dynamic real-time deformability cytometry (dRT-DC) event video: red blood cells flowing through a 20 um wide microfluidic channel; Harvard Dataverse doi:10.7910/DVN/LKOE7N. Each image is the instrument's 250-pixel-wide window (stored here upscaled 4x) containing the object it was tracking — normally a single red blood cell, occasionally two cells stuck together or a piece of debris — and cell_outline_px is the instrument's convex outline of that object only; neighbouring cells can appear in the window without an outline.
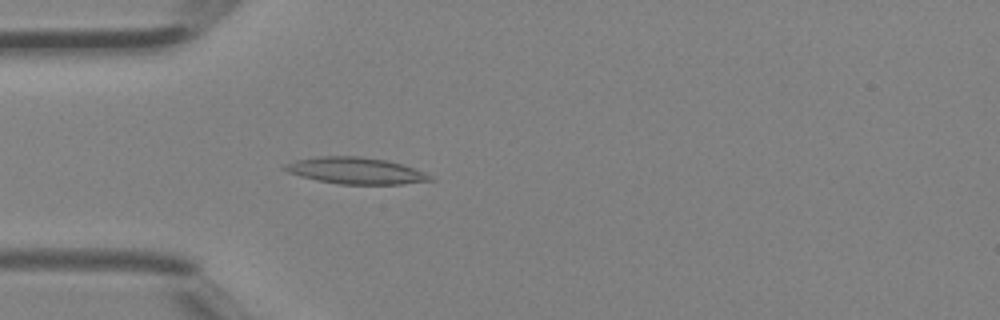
{"species": "Egyptian fruit bat (a non-hibernating species)", "species_latin": "Rousettus aegyptiacus", "temperature_condition": "room temperature", "stored_images_in_passage": 32, "camera_frame_rate_fps": 3000, "um_per_image_px": 0.085, "animal": {"sex": "female"}, "frame": {"image": 1, "passage_image": 5, "time_ms": 1.333, "image_size_px": [1000, 320], "cell_outline_px": [[436, 180], [400, 184], [340, 184], [316, 180], [300, 176], [288, 172], [280, 168], [284, 164], [296, 160], [320, 156], [360, 156], [388, 160], [424, 172], [432, 176]], "centroid_in_image_um": [30.21, 14.51], "position_along_channel_um": 54.8, "area_um2": 22.48}}
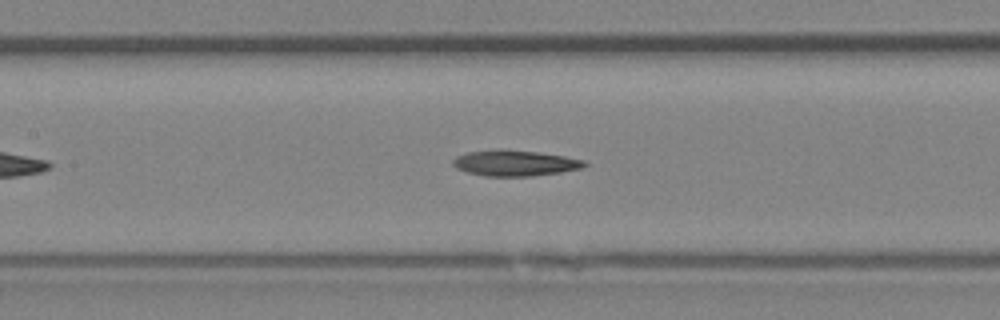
{"frame": {"image": 2, "passage_image": 12, "time_ms": 3.667, "image_size_px": [1000, 320], "cell_outline_px": [[588, 164], [580, 168], [560, 172], [532, 176], [484, 176], [468, 172], [456, 168], [452, 164], [452, 160], [456, 156], [468, 152], [500, 148], [504, 148], [536, 152], [564, 156], [584, 160]], "centroid_in_image_um": [43.72, 13.85], "position_along_channel_um": 163.7, "area_um2": 19.83}}
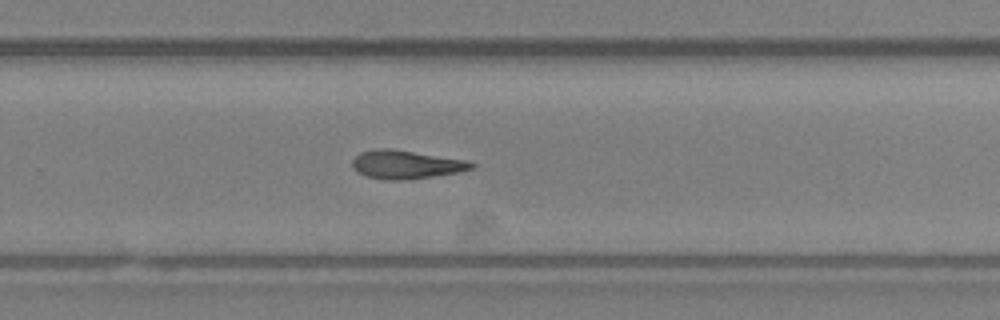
{"frame": {"image": 3, "passage_image": 20, "time_ms": 6.333, "image_size_px": [1000, 320], "cell_outline_px": [[476, 168], [460, 172], [404, 180], [388, 180], [368, 176], [352, 168], [352, 160], [360, 152], [376, 148], [388, 148], [464, 160], [476, 164]], "centroid_in_image_um": [34.51, 13.98], "position_along_channel_um": 295.3, "area_um2": 19.48}}